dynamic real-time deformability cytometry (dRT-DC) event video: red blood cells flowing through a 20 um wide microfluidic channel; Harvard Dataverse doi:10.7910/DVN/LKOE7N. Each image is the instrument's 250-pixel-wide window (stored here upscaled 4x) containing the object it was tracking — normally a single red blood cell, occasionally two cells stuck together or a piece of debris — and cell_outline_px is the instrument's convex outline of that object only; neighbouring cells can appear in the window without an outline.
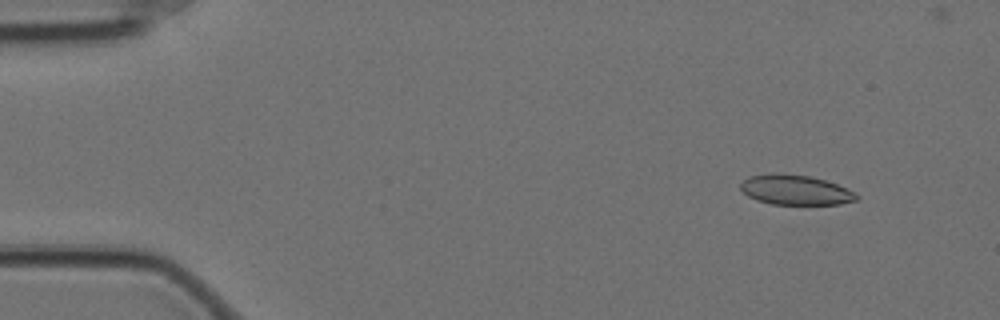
{"species": "Egyptian fruit bat (a non-hibernating species)", "species_latin": "Rousettus aegyptiacus", "temperature_condition": "cold", "stored_images_in_passage": 55, "camera_frame_rate_fps": 3000, "um_per_image_px": 0.085, "animal": {"sex": "female"}, "frame": {"image": 1, "passage_image": 3, "time_ms": 0.667, "image_size_px": [1000, 320], "cell_outline_px": [[860, 200], [840, 204], [772, 204], [756, 200], [748, 196], [740, 188], [740, 184], [748, 176], [772, 172], [776, 172], [812, 176], [848, 188], [860, 196]], "centroid_in_image_um": [67.62, 16.13], "position_along_channel_um": 17.4, "area_um2": 20.52}}
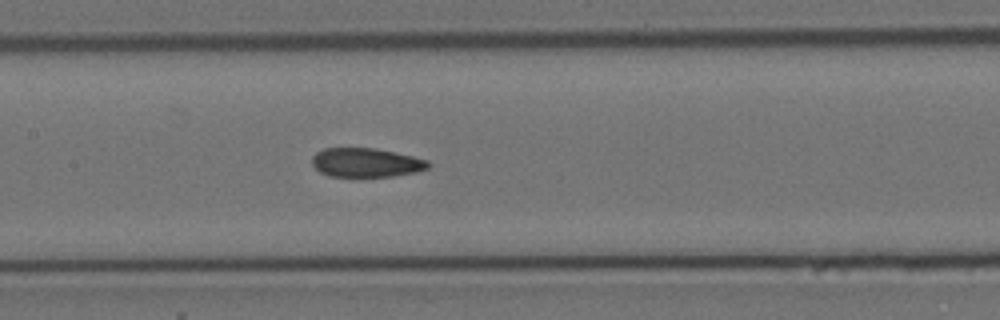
{"frame": {"image": 2, "passage_image": 25, "time_ms": 8.0, "image_size_px": [1000, 320], "cell_outline_px": [[432, 164], [428, 168], [416, 172], [392, 176], [328, 176], [320, 172], [312, 164], [312, 156], [316, 152], [324, 148], [376, 148], [412, 156], [428, 160]], "centroid_in_image_um": [31.12, 13.81], "position_along_channel_um": 176.3, "area_um2": 19.65}}
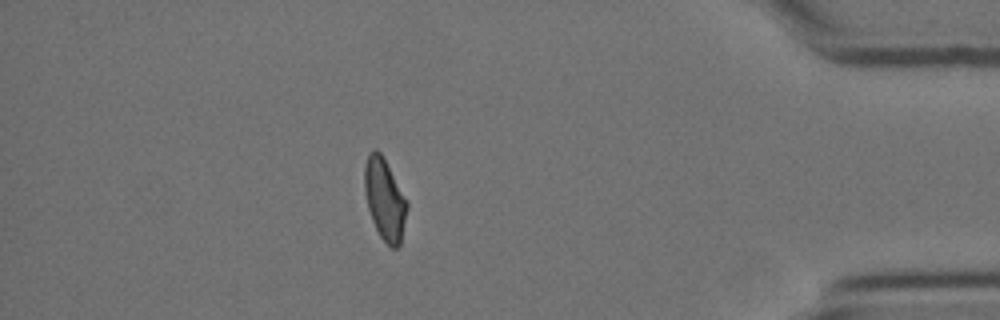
{"frame": {"image": 3, "passage_image": 48, "time_ms": 15.667, "image_size_px": [1000, 320], "cell_outline_px": [[408, 208], [400, 244], [396, 248], [392, 248], [380, 236], [372, 220], [368, 208], [364, 192], [364, 168], [368, 156], [372, 148], [376, 148], [380, 152], [408, 200]], "centroid_in_image_um": [32.7, 16.93], "position_along_channel_um": 402.5, "area_um2": 20.17}, "authors_computed_cell_mechanics": {"area_um2": 20.8658, "velocity_mm_per_s": 3.4959, "shape_relaxation_time_tau1_ms": null, "shape_relaxation_time_tau2_ms": 2.1056, "deformation_change_tau1": null, "deformation_change_tau2": 0.0816}}